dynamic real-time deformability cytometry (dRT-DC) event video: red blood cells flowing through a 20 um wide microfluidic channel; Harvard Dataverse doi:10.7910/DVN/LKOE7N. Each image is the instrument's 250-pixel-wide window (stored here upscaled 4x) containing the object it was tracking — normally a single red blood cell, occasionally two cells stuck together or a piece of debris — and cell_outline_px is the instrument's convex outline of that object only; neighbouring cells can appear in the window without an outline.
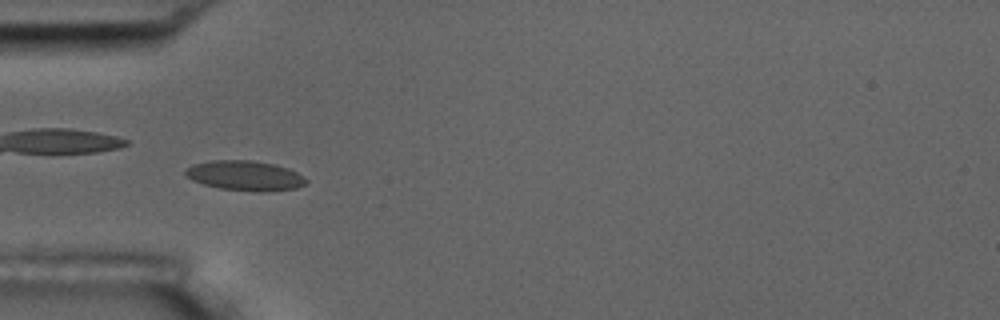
{"species": "common noctule bat (a hibernating species)", "species_latin": "Nyctalus noctula", "temperature_condition": "room temperature", "stored_images_in_passage": 7, "camera_frame_rate_fps": 3000, "um_per_image_px": 0.085, "animal": {"sex": "male", "body_mass_g": 17.5, "forearm_length_mm": 52.3}, "frame": {"image": 1, "passage_image": 6, "time_ms": 6.0, "image_size_px": [1000, 320], "cell_outline_px": [[308, 180], [304, 184], [296, 188], [264, 192], [256, 192], [220, 188], [204, 184], [192, 180], [184, 176], [184, 168], [192, 164], [212, 160], [252, 160], [272, 164], [288, 168], [304, 176]], "centroid_in_image_um": [20.78, 14.93], "position_along_channel_um": 64.2, "area_um2": 21.15}}